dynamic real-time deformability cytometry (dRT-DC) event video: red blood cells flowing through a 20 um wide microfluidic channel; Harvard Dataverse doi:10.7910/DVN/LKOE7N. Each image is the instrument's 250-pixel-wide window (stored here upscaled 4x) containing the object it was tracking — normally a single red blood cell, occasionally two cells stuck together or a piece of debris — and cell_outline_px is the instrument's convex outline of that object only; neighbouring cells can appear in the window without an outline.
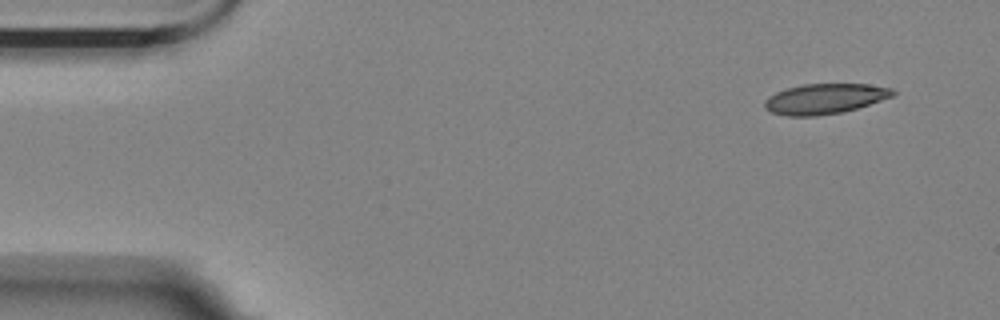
{"species": "Egyptian fruit bat (a non-hibernating species)", "species_latin": "Rousettus aegyptiacus", "temperature_condition": "room temperature", "stored_images_in_passage": 4, "camera_frame_rate_fps": 3000, "um_per_image_px": 0.085, "animal": {"sex": "female"}, "frame": {"image": 1, "passage_image": 1, "time_ms": 0.0, "image_size_px": [1000, 320], "cell_outline_px": [[896, 92], [892, 96], [844, 112], [816, 116], [788, 116], [772, 112], [764, 108], [764, 100], [768, 96], [776, 92], [788, 88], [804, 84], [868, 84], [892, 88]], "centroid_in_image_um": [70.08, 8.4], "position_along_channel_um": 14.9, "area_um2": 22.48}}
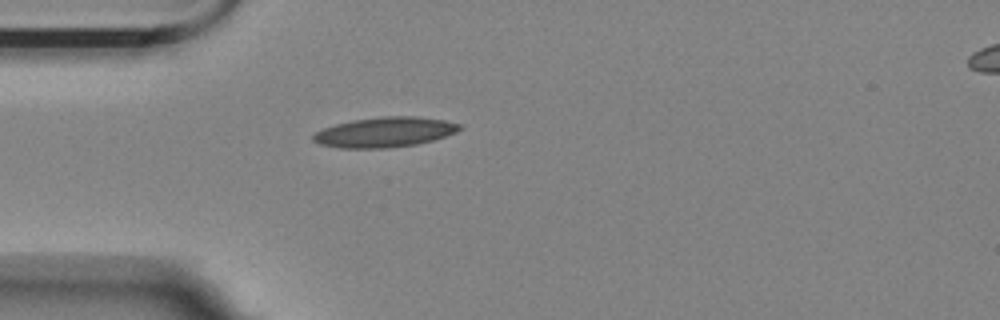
{"frame": {"image": 2, "passage_image": 4, "time_ms": 1.0, "image_size_px": [1000, 320], "cell_outline_px": [[464, 128], [456, 132], [432, 140], [416, 144], [388, 148], [340, 148], [320, 144], [312, 140], [312, 136], [316, 132], [324, 128], [336, 124], [352, 120], [384, 116], [416, 116], [444, 120], [460, 124]], "centroid_in_image_um": [32.7, 11.23], "position_along_channel_um": 52.3, "area_um2": 25.55}}